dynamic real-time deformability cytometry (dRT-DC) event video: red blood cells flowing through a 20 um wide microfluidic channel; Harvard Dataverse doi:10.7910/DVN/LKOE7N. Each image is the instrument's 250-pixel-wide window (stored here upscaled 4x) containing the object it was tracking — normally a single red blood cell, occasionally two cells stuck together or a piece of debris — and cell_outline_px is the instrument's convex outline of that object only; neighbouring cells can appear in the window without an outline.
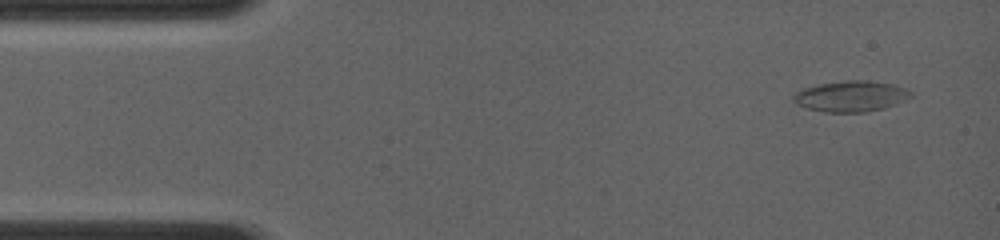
{"species": "common noctule bat (a hibernating species)", "species_latin": "Nyctalus noctula", "temperature_condition": "room temperature", "stored_images_in_passage": 4, "camera_frame_rate_fps": 4000, "um_per_image_px": 0.085, "animal": {"sex": "female", "body_mass_g": 19.0, "forearm_length_mm": 56.7}, "frame": {"image": 1, "passage_image": 1, "time_ms": 0.0, "image_size_px": [1000, 240], "cell_outline_px": [[912, 96], [896, 104], [884, 108], [864, 112], [824, 112], [808, 108], [796, 104], [792, 100], [792, 96], [796, 92], [804, 88], [816, 84], [844, 80], [872, 80], [892, 84], [904, 88], [912, 92]], "centroid_in_image_um": [72.31, 8.17], "position_along_channel_um": 12.7, "area_um2": 21.21}}
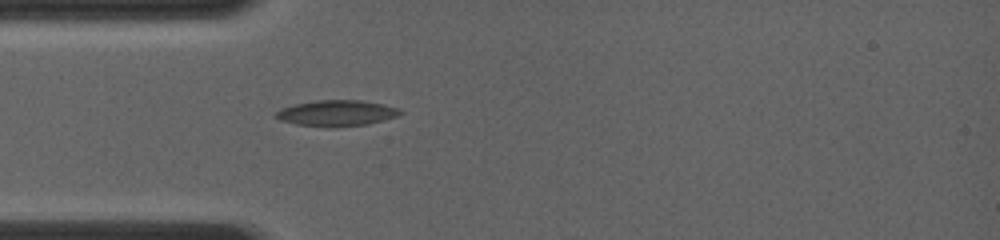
{"frame": {"image": 2, "passage_image": 4, "time_ms": 3.25, "image_size_px": [1000, 240], "cell_outline_px": [[404, 112], [396, 116], [368, 124], [332, 128], [296, 124], [280, 120], [272, 116], [280, 108], [292, 104], [316, 100], [360, 100], [384, 104], [400, 108]], "centroid_in_image_um": [28.58, 9.61], "position_along_channel_um": 56.4, "area_um2": 19.07}}